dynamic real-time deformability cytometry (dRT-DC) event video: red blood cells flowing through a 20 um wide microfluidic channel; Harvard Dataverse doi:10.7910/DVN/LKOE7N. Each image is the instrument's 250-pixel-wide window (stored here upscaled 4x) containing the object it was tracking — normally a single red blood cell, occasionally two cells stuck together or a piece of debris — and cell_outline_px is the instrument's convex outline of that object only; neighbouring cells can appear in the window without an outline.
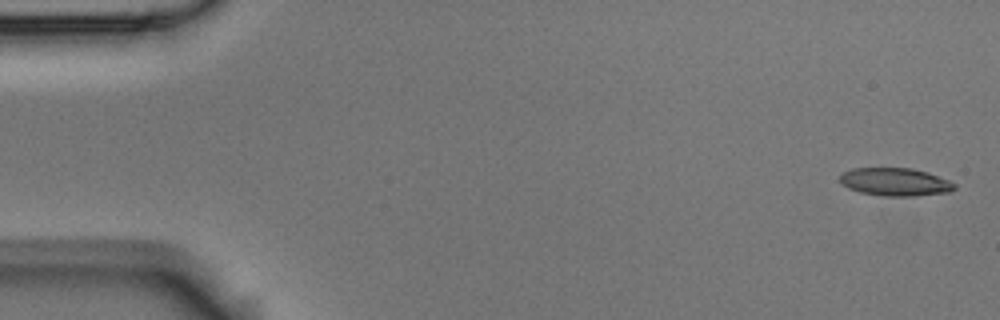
{"species": "Egyptian fruit bat (a non-hibernating species)", "species_latin": "Rousettus aegyptiacus", "temperature_condition": "room temperature", "stored_images_in_passage": 6, "segment_of_instrument_passage": [1, 2], "camera_frame_rate_fps": 3000, "um_per_image_px": 0.085, "animal": {"sex": "male"}, "frame": {"image": 1, "passage_image": 1, "time_ms": 0.0, "image_size_px": [1000, 320], "cell_outline_px": [[956, 188], [948, 192], [916, 196], [884, 196], [860, 192], [848, 188], [840, 180], [840, 172], [852, 168], [912, 168], [928, 172], [948, 180], [956, 184]], "centroid_in_image_um": [76.08, 15.46], "position_along_channel_um": 8.9, "area_um2": 18.73}}
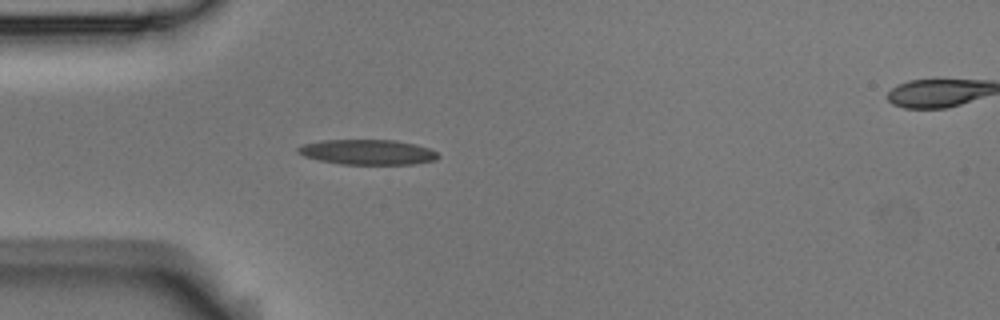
{"frame": {"image": 2, "passage_image": 5, "time_ms": 1.333, "image_size_px": [1000, 320], "cell_outline_px": [[440, 156], [436, 160], [416, 164], [340, 164], [320, 160], [304, 156], [296, 152], [296, 148], [304, 144], [320, 140], [396, 140], [416, 144], [428, 148], [436, 152]], "centroid_in_image_um": [31.25, 12.93], "position_along_channel_um": 53.8, "area_um2": 20.58}}